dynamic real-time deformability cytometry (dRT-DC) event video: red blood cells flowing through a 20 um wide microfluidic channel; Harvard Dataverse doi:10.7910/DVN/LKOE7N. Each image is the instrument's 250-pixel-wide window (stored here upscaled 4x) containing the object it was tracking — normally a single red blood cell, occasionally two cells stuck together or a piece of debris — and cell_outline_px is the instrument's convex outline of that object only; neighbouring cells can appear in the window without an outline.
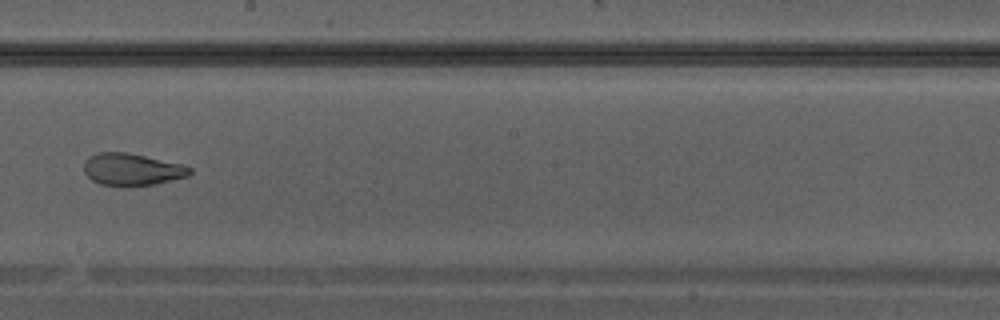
{"species": "Egyptian fruit bat (a non-hibernating species)", "species_latin": "Rousettus aegyptiacus", "temperature_condition": "warm", "stored_images_in_passage": 35, "camera_frame_rate_fps": 3000, "um_per_image_px": 0.085, "animal": {"sex": "male"}, "frame": {"image": 1, "passage_image": 20, "time_ms": 6.333, "image_size_px": [1000, 320], "cell_outline_px": [[192, 172], [188, 176], [156, 184], [124, 188], [100, 184], [92, 180], [84, 172], [84, 160], [88, 156], [96, 152], [124, 152], [184, 164], [192, 168]], "centroid_in_image_um": [11.2, 14.42], "position_along_channel_um": 237.0, "area_um2": 20.29}}
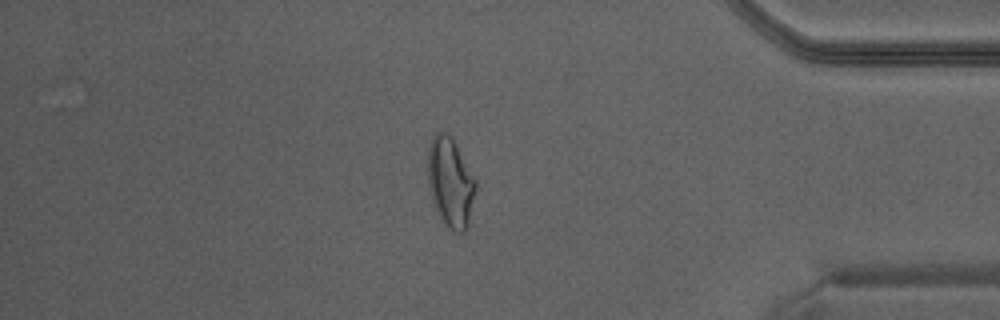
{"frame": {"image": 2, "passage_image": 30, "time_ms": 9.667, "image_size_px": [1000, 320], "cell_outline_px": [[476, 188], [468, 228], [464, 232], [452, 232], [440, 220], [428, 184], [428, 148], [432, 136], [436, 132], [448, 132], [452, 136], [476, 180]], "centroid_in_image_um": [38.29, 15.5], "position_along_channel_um": 396.9, "area_um2": 25.2}}